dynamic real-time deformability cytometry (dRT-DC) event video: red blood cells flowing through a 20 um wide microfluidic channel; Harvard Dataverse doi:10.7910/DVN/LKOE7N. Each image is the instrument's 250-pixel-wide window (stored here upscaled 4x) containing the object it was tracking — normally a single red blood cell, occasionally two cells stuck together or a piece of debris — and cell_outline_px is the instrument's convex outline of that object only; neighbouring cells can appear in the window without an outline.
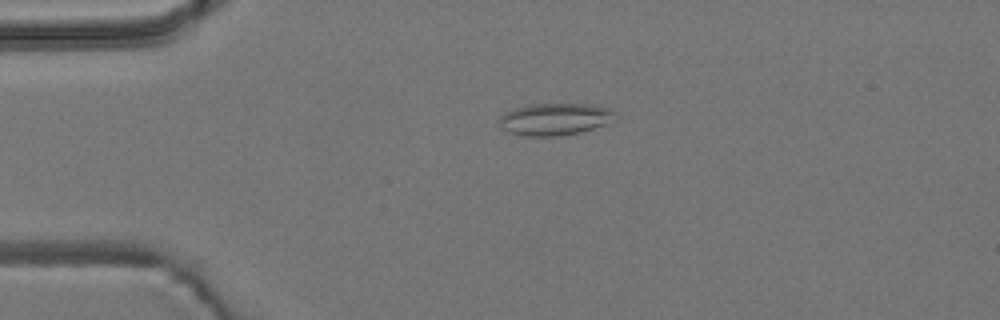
{"species": "common noctule bat (a hibernating species)", "species_latin": "Nyctalus noctula", "temperature_condition": "room temperature", "stored_images_in_passage": 3, "camera_frame_rate_fps": 3000, "um_per_image_px": 0.085, "animal": {"sex": "male", "body_mass_g": 19.2, "forearm_length_mm": 51.8}, "frame": {"image": 1, "passage_image": 2, "time_ms": 1.333, "image_size_px": [1000, 320], "cell_outline_px": [[616, 112], [604, 124], [580, 132], [560, 136], [524, 136], [508, 132], [500, 124], [500, 116], [504, 112], [516, 108], [532, 104], [588, 104], [608, 108]], "centroid_in_image_um": [47.1, 10.13], "position_along_channel_um": 37.9, "area_um2": 21.21}}